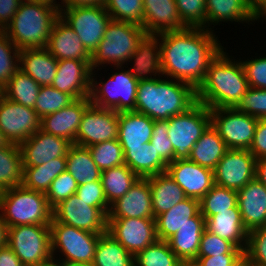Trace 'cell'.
<instances>
[{
    "instance_id": "obj_69",
    "label": "cell",
    "mask_w": 266,
    "mask_h": 266,
    "mask_svg": "<svg viewBox=\"0 0 266 266\" xmlns=\"http://www.w3.org/2000/svg\"><path fill=\"white\" fill-rule=\"evenodd\" d=\"M40 266H62V265L61 262L51 259L49 262L43 263Z\"/></svg>"
},
{
    "instance_id": "obj_65",
    "label": "cell",
    "mask_w": 266,
    "mask_h": 266,
    "mask_svg": "<svg viewBox=\"0 0 266 266\" xmlns=\"http://www.w3.org/2000/svg\"><path fill=\"white\" fill-rule=\"evenodd\" d=\"M179 266H201L197 259L180 260Z\"/></svg>"
},
{
    "instance_id": "obj_53",
    "label": "cell",
    "mask_w": 266,
    "mask_h": 266,
    "mask_svg": "<svg viewBox=\"0 0 266 266\" xmlns=\"http://www.w3.org/2000/svg\"><path fill=\"white\" fill-rule=\"evenodd\" d=\"M149 143L167 164L174 161V149L168 137V120L154 121L153 133Z\"/></svg>"
},
{
    "instance_id": "obj_37",
    "label": "cell",
    "mask_w": 266,
    "mask_h": 266,
    "mask_svg": "<svg viewBox=\"0 0 266 266\" xmlns=\"http://www.w3.org/2000/svg\"><path fill=\"white\" fill-rule=\"evenodd\" d=\"M66 170V157H58L46 164L23 167L22 186L46 193L51 182Z\"/></svg>"
},
{
    "instance_id": "obj_43",
    "label": "cell",
    "mask_w": 266,
    "mask_h": 266,
    "mask_svg": "<svg viewBox=\"0 0 266 266\" xmlns=\"http://www.w3.org/2000/svg\"><path fill=\"white\" fill-rule=\"evenodd\" d=\"M180 259L167 241L157 240L134 256L135 266H179Z\"/></svg>"
},
{
    "instance_id": "obj_62",
    "label": "cell",
    "mask_w": 266,
    "mask_h": 266,
    "mask_svg": "<svg viewBox=\"0 0 266 266\" xmlns=\"http://www.w3.org/2000/svg\"><path fill=\"white\" fill-rule=\"evenodd\" d=\"M8 231H9V226L5 223L0 214V247H4L7 245Z\"/></svg>"
},
{
    "instance_id": "obj_67",
    "label": "cell",
    "mask_w": 266,
    "mask_h": 266,
    "mask_svg": "<svg viewBox=\"0 0 266 266\" xmlns=\"http://www.w3.org/2000/svg\"><path fill=\"white\" fill-rule=\"evenodd\" d=\"M264 0H246V2L256 11Z\"/></svg>"
},
{
    "instance_id": "obj_1",
    "label": "cell",
    "mask_w": 266,
    "mask_h": 266,
    "mask_svg": "<svg viewBox=\"0 0 266 266\" xmlns=\"http://www.w3.org/2000/svg\"><path fill=\"white\" fill-rule=\"evenodd\" d=\"M212 31L186 27L159 34L162 75L197 89L209 63L224 48Z\"/></svg>"
},
{
    "instance_id": "obj_7",
    "label": "cell",
    "mask_w": 266,
    "mask_h": 266,
    "mask_svg": "<svg viewBox=\"0 0 266 266\" xmlns=\"http://www.w3.org/2000/svg\"><path fill=\"white\" fill-rule=\"evenodd\" d=\"M122 67L116 66V69H120L121 72L111 74L109 79L104 82L102 80L98 82L95 78L97 73L92 70L89 96L92 105L113 109L118 113L135 111L138 80L130 73L129 69L123 71Z\"/></svg>"
},
{
    "instance_id": "obj_18",
    "label": "cell",
    "mask_w": 266,
    "mask_h": 266,
    "mask_svg": "<svg viewBox=\"0 0 266 266\" xmlns=\"http://www.w3.org/2000/svg\"><path fill=\"white\" fill-rule=\"evenodd\" d=\"M166 172L183 189L185 196L200 200L214 185V170L190 161L177 159Z\"/></svg>"
},
{
    "instance_id": "obj_3",
    "label": "cell",
    "mask_w": 266,
    "mask_h": 266,
    "mask_svg": "<svg viewBox=\"0 0 266 266\" xmlns=\"http://www.w3.org/2000/svg\"><path fill=\"white\" fill-rule=\"evenodd\" d=\"M162 77L138 81L135 111L154 121L169 120L197 102L196 89L192 85Z\"/></svg>"
},
{
    "instance_id": "obj_38",
    "label": "cell",
    "mask_w": 266,
    "mask_h": 266,
    "mask_svg": "<svg viewBox=\"0 0 266 266\" xmlns=\"http://www.w3.org/2000/svg\"><path fill=\"white\" fill-rule=\"evenodd\" d=\"M205 223H187L168 240L170 249L180 260L196 259Z\"/></svg>"
},
{
    "instance_id": "obj_40",
    "label": "cell",
    "mask_w": 266,
    "mask_h": 266,
    "mask_svg": "<svg viewBox=\"0 0 266 266\" xmlns=\"http://www.w3.org/2000/svg\"><path fill=\"white\" fill-rule=\"evenodd\" d=\"M23 162L18 144L0 148V187L3 190L22 185Z\"/></svg>"
},
{
    "instance_id": "obj_49",
    "label": "cell",
    "mask_w": 266,
    "mask_h": 266,
    "mask_svg": "<svg viewBox=\"0 0 266 266\" xmlns=\"http://www.w3.org/2000/svg\"><path fill=\"white\" fill-rule=\"evenodd\" d=\"M77 188L76 180L65 170L51 182L49 189L45 193L49 206L53 209L60 202L74 195Z\"/></svg>"
},
{
    "instance_id": "obj_70",
    "label": "cell",
    "mask_w": 266,
    "mask_h": 266,
    "mask_svg": "<svg viewBox=\"0 0 266 266\" xmlns=\"http://www.w3.org/2000/svg\"><path fill=\"white\" fill-rule=\"evenodd\" d=\"M62 266H91L84 263H73V262H61Z\"/></svg>"
},
{
    "instance_id": "obj_44",
    "label": "cell",
    "mask_w": 266,
    "mask_h": 266,
    "mask_svg": "<svg viewBox=\"0 0 266 266\" xmlns=\"http://www.w3.org/2000/svg\"><path fill=\"white\" fill-rule=\"evenodd\" d=\"M74 101L75 99L71 95L61 92L52 86H41L33 109L38 117L42 119L46 115L69 106Z\"/></svg>"
},
{
    "instance_id": "obj_6",
    "label": "cell",
    "mask_w": 266,
    "mask_h": 266,
    "mask_svg": "<svg viewBox=\"0 0 266 266\" xmlns=\"http://www.w3.org/2000/svg\"><path fill=\"white\" fill-rule=\"evenodd\" d=\"M146 34L142 26L111 20L107 25L103 39L91 55L92 70L100 69L104 64L123 66L136 51L138 43ZM103 64V65H102Z\"/></svg>"
},
{
    "instance_id": "obj_9",
    "label": "cell",
    "mask_w": 266,
    "mask_h": 266,
    "mask_svg": "<svg viewBox=\"0 0 266 266\" xmlns=\"http://www.w3.org/2000/svg\"><path fill=\"white\" fill-rule=\"evenodd\" d=\"M210 125V109L198 101L187 111L171 117L168 137L174 149V160L188 159L194 144Z\"/></svg>"
},
{
    "instance_id": "obj_52",
    "label": "cell",
    "mask_w": 266,
    "mask_h": 266,
    "mask_svg": "<svg viewBox=\"0 0 266 266\" xmlns=\"http://www.w3.org/2000/svg\"><path fill=\"white\" fill-rule=\"evenodd\" d=\"M244 254L251 266H266V226L248 232Z\"/></svg>"
},
{
    "instance_id": "obj_27",
    "label": "cell",
    "mask_w": 266,
    "mask_h": 266,
    "mask_svg": "<svg viewBox=\"0 0 266 266\" xmlns=\"http://www.w3.org/2000/svg\"><path fill=\"white\" fill-rule=\"evenodd\" d=\"M130 61L133 62V67H131L129 71L138 81L152 80L161 76L159 34L146 33L139 41L136 51L129 59V62ZM152 75L154 77H152Z\"/></svg>"
},
{
    "instance_id": "obj_26",
    "label": "cell",
    "mask_w": 266,
    "mask_h": 266,
    "mask_svg": "<svg viewBox=\"0 0 266 266\" xmlns=\"http://www.w3.org/2000/svg\"><path fill=\"white\" fill-rule=\"evenodd\" d=\"M155 221L158 240L167 241L185 224L205 223V218L200 213L199 200L187 197L168 211L158 215Z\"/></svg>"
},
{
    "instance_id": "obj_46",
    "label": "cell",
    "mask_w": 266,
    "mask_h": 266,
    "mask_svg": "<svg viewBox=\"0 0 266 266\" xmlns=\"http://www.w3.org/2000/svg\"><path fill=\"white\" fill-rule=\"evenodd\" d=\"M105 10L112 20L142 26L143 0H106Z\"/></svg>"
},
{
    "instance_id": "obj_23",
    "label": "cell",
    "mask_w": 266,
    "mask_h": 266,
    "mask_svg": "<svg viewBox=\"0 0 266 266\" xmlns=\"http://www.w3.org/2000/svg\"><path fill=\"white\" fill-rule=\"evenodd\" d=\"M238 207L248 232L266 226V188L256 178L237 191Z\"/></svg>"
},
{
    "instance_id": "obj_12",
    "label": "cell",
    "mask_w": 266,
    "mask_h": 266,
    "mask_svg": "<svg viewBox=\"0 0 266 266\" xmlns=\"http://www.w3.org/2000/svg\"><path fill=\"white\" fill-rule=\"evenodd\" d=\"M60 17L79 36L91 55L97 49L107 25L112 20L105 7L100 6L61 8Z\"/></svg>"
},
{
    "instance_id": "obj_14",
    "label": "cell",
    "mask_w": 266,
    "mask_h": 266,
    "mask_svg": "<svg viewBox=\"0 0 266 266\" xmlns=\"http://www.w3.org/2000/svg\"><path fill=\"white\" fill-rule=\"evenodd\" d=\"M41 119L33 108L0 96V129L9 143L20 145L40 129Z\"/></svg>"
},
{
    "instance_id": "obj_50",
    "label": "cell",
    "mask_w": 266,
    "mask_h": 266,
    "mask_svg": "<svg viewBox=\"0 0 266 266\" xmlns=\"http://www.w3.org/2000/svg\"><path fill=\"white\" fill-rule=\"evenodd\" d=\"M221 254H244V252L229 240L212 234L205 229L201 237L198 256H217Z\"/></svg>"
},
{
    "instance_id": "obj_32",
    "label": "cell",
    "mask_w": 266,
    "mask_h": 266,
    "mask_svg": "<svg viewBox=\"0 0 266 266\" xmlns=\"http://www.w3.org/2000/svg\"><path fill=\"white\" fill-rule=\"evenodd\" d=\"M148 178L152 195L154 219L187 198L183 189L167 172L159 173Z\"/></svg>"
},
{
    "instance_id": "obj_64",
    "label": "cell",
    "mask_w": 266,
    "mask_h": 266,
    "mask_svg": "<svg viewBox=\"0 0 266 266\" xmlns=\"http://www.w3.org/2000/svg\"><path fill=\"white\" fill-rule=\"evenodd\" d=\"M255 17L256 21H259L261 17L266 20V0H264L263 3L256 9Z\"/></svg>"
},
{
    "instance_id": "obj_4",
    "label": "cell",
    "mask_w": 266,
    "mask_h": 266,
    "mask_svg": "<svg viewBox=\"0 0 266 266\" xmlns=\"http://www.w3.org/2000/svg\"><path fill=\"white\" fill-rule=\"evenodd\" d=\"M60 12L48 5L22 1L3 32L21 49L46 48Z\"/></svg>"
},
{
    "instance_id": "obj_39",
    "label": "cell",
    "mask_w": 266,
    "mask_h": 266,
    "mask_svg": "<svg viewBox=\"0 0 266 266\" xmlns=\"http://www.w3.org/2000/svg\"><path fill=\"white\" fill-rule=\"evenodd\" d=\"M91 266H134V255L106 232L99 236Z\"/></svg>"
},
{
    "instance_id": "obj_22",
    "label": "cell",
    "mask_w": 266,
    "mask_h": 266,
    "mask_svg": "<svg viewBox=\"0 0 266 266\" xmlns=\"http://www.w3.org/2000/svg\"><path fill=\"white\" fill-rule=\"evenodd\" d=\"M90 105V97L77 99L69 106L44 116L40 122V129L75 144V137L83 114Z\"/></svg>"
},
{
    "instance_id": "obj_8",
    "label": "cell",
    "mask_w": 266,
    "mask_h": 266,
    "mask_svg": "<svg viewBox=\"0 0 266 266\" xmlns=\"http://www.w3.org/2000/svg\"><path fill=\"white\" fill-rule=\"evenodd\" d=\"M49 225L51 251L54 260L92 265L99 236L104 233H91L77 229L57 222L53 218ZM57 252H60L61 255L63 254L62 257L64 256L65 258L59 257L61 260L58 259V256H54L57 255Z\"/></svg>"
},
{
    "instance_id": "obj_15",
    "label": "cell",
    "mask_w": 266,
    "mask_h": 266,
    "mask_svg": "<svg viewBox=\"0 0 266 266\" xmlns=\"http://www.w3.org/2000/svg\"><path fill=\"white\" fill-rule=\"evenodd\" d=\"M52 218L91 233L107 232V215L99 207L89 206L88 202L75 194L53 208Z\"/></svg>"
},
{
    "instance_id": "obj_51",
    "label": "cell",
    "mask_w": 266,
    "mask_h": 266,
    "mask_svg": "<svg viewBox=\"0 0 266 266\" xmlns=\"http://www.w3.org/2000/svg\"><path fill=\"white\" fill-rule=\"evenodd\" d=\"M258 119H266V90L249 87L235 107Z\"/></svg>"
},
{
    "instance_id": "obj_55",
    "label": "cell",
    "mask_w": 266,
    "mask_h": 266,
    "mask_svg": "<svg viewBox=\"0 0 266 266\" xmlns=\"http://www.w3.org/2000/svg\"><path fill=\"white\" fill-rule=\"evenodd\" d=\"M249 87L266 90V55L242 61Z\"/></svg>"
},
{
    "instance_id": "obj_20",
    "label": "cell",
    "mask_w": 266,
    "mask_h": 266,
    "mask_svg": "<svg viewBox=\"0 0 266 266\" xmlns=\"http://www.w3.org/2000/svg\"><path fill=\"white\" fill-rule=\"evenodd\" d=\"M91 61L58 60L56 76L51 84L75 100L89 97L91 89Z\"/></svg>"
},
{
    "instance_id": "obj_21",
    "label": "cell",
    "mask_w": 266,
    "mask_h": 266,
    "mask_svg": "<svg viewBox=\"0 0 266 266\" xmlns=\"http://www.w3.org/2000/svg\"><path fill=\"white\" fill-rule=\"evenodd\" d=\"M107 218H154L149 178H139L124 196L112 203Z\"/></svg>"
},
{
    "instance_id": "obj_29",
    "label": "cell",
    "mask_w": 266,
    "mask_h": 266,
    "mask_svg": "<svg viewBox=\"0 0 266 266\" xmlns=\"http://www.w3.org/2000/svg\"><path fill=\"white\" fill-rule=\"evenodd\" d=\"M205 227L212 234L229 240L237 248L245 252L248 231L244 227L238 204L231 208V211H223L205 218Z\"/></svg>"
},
{
    "instance_id": "obj_63",
    "label": "cell",
    "mask_w": 266,
    "mask_h": 266,
    "mask_svg": "<svg viewBox=\"0 0 266 266\" xmlns=\"http://www.w3.org/2000/svg\"><path fill=\"white\" fill-rule=\"evenodd\" d=\"M25 1L48 5L54 9H57L59 12L61 11V4L56 3L57 2L56 0H25Z\"/></svg>"
},
{
    "instance_id": "obj_11",
    "label": "cell",
    "mask_w": 266,
    "mask_h": 266,
    "mask_svg": "<svg viewBox=\"0 0 266 266\" xmlns=\"http://www.w3.org/2000/svg\"><path fill=\"white\" fill-rule=\"evenodd\" d=\"M211 124L228 149L249 150L258 118L234 108H211Z\"/></svg>"
},
{
    "instance_id": "obj_42",
    "label": "cell",
    "mask_w": 266,
    "mask_h": 266,
    "mask_svg": "<svg viewBox=\"0 0 266 266\" xmlns=\"http://www.w3.org/2000/svg\"><path fill=\"white\" fill-rule=\"evenodd\" d=\"M238 204L237 191L214 185L200 200V213L204 218L231 211Z\"/></svg>"
},
{
    "instance_id": "obj_61",
    "label": "cell",
    "mask_w": 266,
    "mask_h": 266,
    "mask_svg": "<svg viewBox=\"0 0 266 266\" xmlns=\"http://www.w3.org/2000/svg\"><path fill=\"white\" fill-rule=\"evenodd\" d=\"M255 178L266 188V158L256 160Z\"/></svg>"
},
{
    "instance_id": "obj_68",
    "label": "cell",
    "mask_w": 266,
    "mask_h": 266,
    "mask_svg": "<svg viewBox=\"0 0 266 266\" xmlns=\"http://www.w3.org/2000/svg\"><path fill=\"white\" fill-rule=\"evenodd\" d=\"M10 143L5 138V135L3 134L2 130L0 129V148H3L5 146H8Z\"/></svg>"
},
{
    "instance_id": "obj_45",
    "label": "cell",
    "mask_w": 266,
    "mask_h": 266,
    "mask_svg": "<svg viewBox=\"0 0 266 266\" xmlns=\"http://www.w3.org/2000/svg\"><path fill=\"white\" fill-rule=\"evenodd\" d=\"M88 149L101 171L125 164L123 148L118 139L97 143Z\"/></svg>"
},
{
    "instance_id": "obj_41",
    "label": "cell",
    "mask_w": 266,
    "mask_h": 266,
    "mask_svg": "<svg viewBox=\"0 0 266 266\" xmlns=\"http://www.w3.org/2000/svg\"><path fill=\"white\" fill-rule=\"evenodd\" d=\"M40 87L29 75L18 69L2 89V94L11 101L34 108Z\"/></svg>"
},
{
    "instance_id": "obj_30",
    "label": "cell",
    "mask_w": 266,
    "mask_h": 266,
    "mask_svg": "<svg viewBox=\"0 0 266 266\" xmlns=\"http://www.w3.org/2000/svg\"><path fill=\"white\" fill-rule=\"evenodd\" d=\"M58 60L46 48L20 50L21 69L40 86H51L57 71Z\"/></svg>"
},
{
    "instance_id": "obj_47",
    "label": "cell",
    "mask_w": 266,
    "mask_h": 266,
    "mask_svg": "<svg viewBox=\"0 0 266 266\" xmlns=\"http://www.w3.org/2000/svg\"><path fill=\"white\" fill-rule=\"evenodd\" d=\"M20 50L8 38L0 32V88L3 89L9 82V79L19 69Z\"/></svg>"
},
{
    "instance_id": "obj_28",
    "label": "cell",
    "mask_w": 266,
    "mask_h": 266,
    "mask_svg": "<svg viewBox=\"0 0 266 266\" xmlns=\"http://www.w3.org/2000/svg\"><path fill=\"white\" fill-rule=\"evenodd\" d=\"M154 120L136 111L120 112L118 115V141L123 149L149 143Z\"/></svg>"
},
{
    "instance_id": "obj_5",
    "label": "cell",
    "mask_w": 266,
    "mask_h": 266,
    "mask_svg": "<svg viewBox=\"0 0 266 266\" xmlns=\"http://www.w3.org/2000/svg\"><path fill=\"white\" fill-rule=\"evenodd\" d=\"M52 212L45 193L22 185L4 190L0 199V214L9 227L49 225Z\"/></svg>"
},
{
    "instance_id": "obj_16",
    "label": "cell",
    "mask_w": 266,
    "mask_h": 266,
    "mask_svg": "<svg viewBox=\"0 0 266 266\" xmlns=\"http://www.w3.org/2000/svg\"><path fill=\"white\" fill-rule=\"evenodd\" d=\"M118 115L113 109L90 105L79 125L75 144L89 147L97 143L118 138Z\"/></svg>"
},
{
    "instance_id": "obj_13",
    "label": "cell",
    "mask_w": 266,
    "mask_h": 266,
    "mask_svg": "<svg viewBox=\"0 0 266 266\" xmlns=\"http://www.w3.org/2000/svg\"><path fill=\"white\" fill-rule=\"evenodd\" d=\"M107 232L134 256L158 240L154 218H107Z\"/></svg>"
},
{
    "instance_id": "obj_31",
    "label": "cell",
    "mask_w": 266,
    "mask_h": 266,
    "mask_svg": "<svg viewBox=\"0 0 266 266\" xmlns=\"http://www.w3.org/2000/svg\"><path fill=\"white\" fill-rule=\"evenodd\" d=\"M222 21L249 25L250 21H256L255 10L246 0H206V29L212 30V24L215 26Z\"/></svg>"
},
{
    "instance_id": "obj_57",
    "label": "cell",
    "mask_w": 266,
    "mask_h": 266,
    "mask_svg": "<svg viewBox=\"0 0 266 266\" xmlns=\"http://www.w3.org/2000/svg\"><path fill=\"white\" fill-rule=\"evenodd\" d=\"M243 254H221L217 256H197L201 266H232Z\"/></svg>"
},
{
    "instance_id": "obj_71",
    "label": "cell",
    "mask_w": 266,
    "mask_h": 266,
    "mask_svg": "<svg viewBox=\"0 0 266 266\" xmlns=\"http://www.w3.org/2000/svg\"><path fill=\"white\" fill-rule=\"evenodd\" d=\"M3 192H4V190L0 187V199H1L2 195H3Z\"/></svg>"
},
{
    "instance_id": "obj_48",
    "label": "cell",
    "mask_w": 266,
    "mask_h": 266,
    "mask_svg": "<svg viewBox=\"0 0 266 266\" xmlns=\"http://www.w3.org/2000/svg\"><path fill=\"white\" fill-rule=\"evenodd\" d=\"M182 24L206 29V0H175Z\"/></svg>"
},
{
    "instance_id": "obj_25",
    "label": "cell",
    "mask_w": 266,
    "mask_h": 266,
    "mask_svg": "<svg viewBox=\"0 0 266 266\" xmlns=\"http://www.w3.org/2000/svg\"><path fill=\"white\" fill-rule=\"evenodd\" d=\"M142 27L148 34L186 28L179 17L175 0H143Z\"/></svg>"
},
{
    "instance_id": "obj_24",
    "label": "cell",
    "mask_w": 266,
    "mask_h": 266,
    "mask_svg": "<svg viewBox=\"0 0 266 266\" xmlns=\"http://www.w3.org/2000/svg\"><path fill=\"white\" fill-rule=\"evenodd\" d=\"M46 49L57 60L91 61V54L86 50L79 36L61 17L53 26Z\"/></svg>"
},
{
    "instance_id": "obj_34",
    "label": "cell",
    "mask_w": 266,
    "mask_h": 266,
    "mask_svg": "<svg viewBox=\"0 0 266 266\" xmlns=\"http://www.w3.org/2000/svg\"><path fill=\"white\" fill-rule=\"evenodd\" d=\"M227 150L225 142L211 124L194 144L188 159L214 170Z\"/></svg>"
},
{
    "instance_id": "obj_36",
    "label": "cell",
    "mask_w": 266,
    "mask_h": 266,
    "mask_svg": "<svg viewBox=\"0 0 266 266\" xmlns=\"http://www.w3.org/2000/svg\"><path fill=\"white\" fill-rule=\"evenodd\" d=\"M101 183L109 205L124 196L139 180V177L126 165L101 171Z\"/></svg>"
},
{
    "instance_id": "obj_17",
    "label": "cell",
    "mask_w": 266,
    "mask_h": 266,
    "mask_svg": "<svg viewBox=\"0 0 266 266\" xmlns=\"http://www.w3.org/2000/svg\"><path fill=\"white\" fill-rule=\"evenodd\" d=\"M255 164L249 150L228 149L214 169V183L238 191L255 178Z\"/></svg>"
},
{
    "instance_id": "obj_35",
    "label": "cell",
    "mask_w": 266,
    "mask_h": 266,
    "mask_svg": "<svg viewBox=\"0 0 266 266\" xmlns=\"http://www.w3.org/2000/svg\"><path fill=\"white\" fill-rule=\"evenodd\" d=\"M66 170L78 185L98 181L101 178V170L93 161L88 147L76 144H72L67 152Z\"/></svg>"
},
{
    "instance_id": "obj_66",
    "label": "cell",
    "mask_w": 266,
    "mask_h": 266,
    "mask_svg": "<svg viewBox=\"0 0 266 266\" xmlns=\"http://www.w3.org/2000/svg\"><path fill=\"white\" fill-rule=\"evenodd\" d=\"M232 266H251L245 254H243Z\"/></svg>"
},
{
    "instance_id": "obj_56",
    "label": "cell",
    "mask_w": 266,
    "mask_h": 266,
    "mask_svg": "<svg viewBox=\"0 0 266 266\" xmlns=\"http://www.w3.org/2000/svg\"><path fill=\"white\" fill-rule=\"evenodd\" d=\"M249 152L257 159L266 158V119H258Z\"/></svg>"
},
{
    "instance_id": "obj_54",
    "label": "cell",
    "mask_w": 266,
    "mask_h": 266,
    "mask_svg": "<svg viewBox=\"0 0 266 266\" xmlns=\"http://www.w3.org/2000/svg\"><path fill=\"white\" fill-rule=\"evenodd\" d=\"M75 195L88 202L89 206L99 207L108 215L110 205L105 198L101 180L78 185Z\"/></svg>"
},
{
    "instance_id": "obj_19",
    "label": "cell",
    "mask_w": 266,
    "mask_h": 266,
    "mask_svg": "<svg viewBox=\"0 0 266 266\" xmlns=\"http://www.w3.org/2000/svg\"><path fill=\"white\" fill-rule=\"evenodd\" d=\"M71 145L68 140L39 129L19 145L23 167L38 166L58 157H66Z\"/></svg>"
},
{
    "instance_id": "obj_58",
    "label": "cell",
    "mask_w": 266,
    "mask_h": 266,
    "mask_svg": "<svg viewBox=\"0 0 266 266\" xmlns=\"http://www.w3.org/2000/svg\"><path fill=\"white\" fill-rule=\"evenodd\" d=\"M22 0H0V29L3 31L19 9Z\"/></svg>"
},
{
    "instance_id": "obj_10",
    "label": "cell",
    "mask_w": 266,
    "mask_h": 266,
    "mask_svg": "<svg viewBox=\"0 0 266 266\" xmlns=\"http://www.w3.org/2000/svg\"><path fill=\"white\" fill-rule=\"evenodd\" d=\"M7 245L24 266H40L53 259L50 225L9 227Z\"/></svg>"
},
{
    "instance_id": "obj_59",
    "label": "cell",
    "mask_w": 266,
    "mask_h": 266,
    "mask_svg": "<svg viewBox=\"0 0 266 266\" xmlns=\"http://www.w3.org/2000/svg\"><path fill=\"white\" fill-rule=\"evenodd\" d=\"M0 266H24L18 256L6 245L0 247Z\"/></svg>"
},
{
    "instance_id": "obj_33",
    "label": "cell",
    "mask_w": 266,
    "mask_h": 266,
    "mask_svg": "<svg viewBox=\"0 0 266 266\" xmlns=\"http://www.w3.org/2000/svg\"><path fill=\"white\" fill-rule=\"evenodd\" d=\"M125 164L139 177L148 178L166 172L167 163L159 156L151 143L123 149Z\"/></svg>"
},
{
    "instance_id": "obj_2",
    "label": "cell",
    "mask_w": 266,
    "mask_h": 266,
    "mask_svg": "<svg viewBox=\"0 0 266 266\" xmlns=\"http://www.w3.org/2000/svg\"><path fill=\"white\" fill-rule=\"evenodd\" d=\"M224 49L209 63L196 89L197 101L209 109L236 107L249 88L241 61L230 58Z\"/></svg>"
},
{
    "instance_id": "obj_60",
    "label": "cell",
    "mask_w": 266,
    "mask_h": 266,
    "mask_svg": "<svg viewBox=\"0 0 266 266\" xmlns=\"http://www.w3.org/2000/svg\"><path fill=\"white\" fill-rule=\"evenodd\" d=\"M61 8L74 7H91L100 6L105 7L106 0H61Z\"/></svg>"
}]
</instances>
